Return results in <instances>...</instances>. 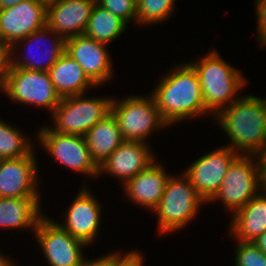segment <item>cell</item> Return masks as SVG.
I'll return each instance as SVG.
<instances>
[{
	"mask_svg": "<svg viewBox=\"0 0 266 266\" xmlns=\"http://www.w3.org/2000/svg\"><path fill=\"white\" fill-rule=\"evenodd\" d=\"M239 155L224 144L198 157L183 172L207 203L218 192L226 171Z\"/></svg>",
	"mask_w": 266,
	"mask_h": 266,
	"instance_id": "13",
	"label": "cell"
},
{
	"mask_svg": "<svg viewBox=\"0 0 266 266\" xmlns=\"http://www.w3.org/2000/svg\"><path fill=\"white\" fill-rule=\"evenodd\" d=\"M88 186L89 184L81 185L72 202L66 207L65 213L61 214L64 217L62 222L58 220L56 222L73 237L92 246L100 236L98 234L101 233L104 205L99 202L100 199L95 197L96 195Z\"/></svg>",
	"mask_w": 266,
	"mask_h": 266,
	"instance_id": "12",
	"label": "cell"
},
{
	"mask_svg": "<svg viewBox=\"0 0 266 266\" xmlns=\"http://www.w3.org/2000/svg\"><path fill=\"white\" fill-rule=\"evenodd\" d=\"M47 72L61 98L89 93L90 89L97 88L83 68L66 52Z\"/></svg>",
	"mask_w": 266,
	"mask_h": 266,
	"instance_id": "22",
	"label": "cell"
},
{
	"mask_svg": "<svg viewBox=\"0 0 266 266\" xmlns=\"http://www.w3.org/2000/svg\"><path fill=\"white\" fill-rule=\"evenodd\" d=\"M12 122H8L0 118V160L20 158L28 155L37 144L34 140L35 136H26L24 130ZM30 137V138H29Z\"/></svg>",
	"mask_w": 266,
	"mask_h": 266,
	"instance_id": "25",
	"label": "cell"
},
{
	"mask_svg": "<svg viewBox=\"0 0 266 266\" xmlns=\"http://www.w3.org/2000/svg\"><path fill=\"white\" fill-rule=\"evenodd\" d=\"M109 51L106 44L84 34L66 39L65 52L83 68L84 73L98 88L115 79L113 57Z\"/></svg>",
	"mask_w": 266,
	"mask_h": 266,
	"instance_id": "15",
	"label": "cell"
},
{
	"mask_svg": "<svg viewBox=\"0 0 266 266\" xmlns=\"http://www.w3.org/2000/svg\"><path fill=\"white\" fill-rule=\"evenodd\" d=\"M42 198L0 197V230H30L35 232L42 211Z\"/></svg>",
	"mask_w": 266,
	"mask_h": 266,
	"instance_id": "21",
	"label": "cell"
},
{
	"mask_svg": "<svg viewBox=\"0 0 266 266\" xmlns=\"http://www.w3.org/2000/svg\"><path fill=\"white\" fill-rule=\"evenodd\" d=\"M256 15V36L258 45L266 47V0H254Z\"/></svg>",
	"mask_w": 266,
	"mask_h": 266,
	"instance_id": "30",
	"label": "cell"
},
{
	"mask_svg": "<svg viewBox=\"0 0 266 266\" xmlns=\"http://www.w3.org/2000/svg\"><path fill=\"white\" fill-rule=\"evenodd\" d=\"M104 9L124 20L128 25H136L137 0H96Z\"/></svg>",
	"mask_w": 266,
	"mask_h": 266,
	"instance_id": "28",
	"label": "cell"
},
{
	"mask_svg": "<svg viewBox=\"0 0 266 266\" xmlns=\"http://www.w3.org/2000/svg\"><path fill=\"white\" fill-rule=\"evenodd\" d=\"M176 0H137L136 26H154L169 20L174 11ZM138 24V25H137Z\"/></svg>",
	"mask_w": 266,
	"mask_h": 266,
	"instance_id": "26",
	"label": "cell"
},
{
	"mask_svg": "<svg viewBox=\"0 0 266 266\" xmlns=\"http://www.w3.org/2000/svg\"><path fill=\"white\" fill-rule=\"evenodd\" d=\"M152 148L142 141L124 140L100 165L98 178L110 175L123 186L157 160Z\"/></svg>",
	"mask_w": 266,
	"mask_h": 266,
	"instance_id": "16",
	"label": "cell"
},
{
	"mask_svg": "<svg viewBox=\"0 0 266 266\" xmlns=\"http://www.w3.org/2000/svg\"><path fill=\"white\" fill-rule=\"evenodd\" d=\"M24 0H0V9L14 6L18 3H21Z\"/></svg>",
	"mask_w": 266,
	"mask_h": 266,
	"instance_id": "36",
	"label": "cell"
},
{
	"mask_svg": "<svg viewBox=\"0 0 266 266\" xmlns=\"http://www.w3.org/2000/svg\"><path fill=\"white\" fill-rule=\"evenodd\" d=\"M260 170V184L262 191L266 192V157H257Z\"/></svg>",
	"mask_w": 266,
	"mask_h": 266,
	"instance_id": "33",
	"label": "cell"
},
{
	"mask_svg": "<svg viewBox=\"0 0 266 266\" xmlns=\"http://www.w3.org/2000/svg\"><path fill=\"white\" fill-rule=\"evenodd\" d=\"M261 191L257 156L240 154L226 171L218 192L207 204L218 201L232 216Z\"/></svg>",
	"mask_w": 266,
	"mask_h": 266,
	"instance_id": "7",
	"label": "cell"
},
{
	"mask_svg": "<svg viewBox=\"0 0 266 266\" xmlns=\"http://www.w3.org/2000/svg\"><path fill=\"white\" fill-rule=\"evenodd\" d=\"M47 123L41 124L36 133V143L46 154L57 162L59 165L72 170L84 178L88 177L93 180L98 178L99 167L95 164L90 156L86 140L83 136L62 134L52 130Z\"/></svg>",
	"mask_w": 266,
	"mask_h": 266,
	"instance_id": "8",
	"label": "cell"
},
{
	"mask_svg": "<svg viewBox=\"0 0 266 266\" xmlns=\"http://www.w3.org/2000/svg\"><path fill=\"white\" fill-rule=\"evenodd\" d=\"M263 253L266 254V230L253 242Z\"/></svg>",
	"mask_w": 266,
	"mask_h": 266,
	"instance_id": "35",
	"label": "cell"
},
{
	"mask_svg": "<svg viewBox=\"0 0 266 266\" xmlns=\"http://www.w3.org/2000/svg\"><path fill=\"white\" fill-rule=\"evenodd\" d=\"M203 205L207 203L184 172L171 174L158 206L152 211L157 216V233L164 236L185 229L196 219Z\"/></svg>",
	"mask_w": 266,
	"mask_h": 266,
	"instance_id": "4",
	"label": "cell"
},
{
	"mask_svg": "<svg viewBox=\"0 0 266 266\" xmlns=\"http://www.w3.org/2000/svg\"><path fill=\"white\" fill-rule=\"evenodd\" d=\"M12 70V45L0 40V90Z\"/></svg>",
	"mask_w": 266,
	"mask_h": 266,
	"instance_id": "31",
	"label": "cell"
},
{
	"mask_svg": "<svg viewBox=\"0 0 266 266\" xmlns=\"http://www.w3.org/2000/svg\"><path fill=\"white\" fill-rule=\"evenodd\" d=\"M38 1L48 5V4H51V3H53V2H55L57 0H38Z\"/></svg>",
	"mask_w": 266,
	"mask_h": 266,
	"instance_id": "37",
	"label": "cell"
},
{
	"mask_svg": "<svg viewBox=\"0 0 266 266\" xmlns=\"http://www.w3.org/2000/svg\"><path fill=\"white\" fill-rule=\"evenodd\" d=\"M1 251L2 250H0V266H18V264H16L17 262L13 260V257L11 255H8L7 253Z\"/></svg>",
	"mask_w": 266,
	"mask_h": 266,
	"instance_id": "34",
	"label": "cell"
},
{
	"mask_svg": "<svg viewBox=\"0 0 266 266\" xmlns=\"http://www.w3.org/2000/svg\"><path fill=\"white\" fill-rule=\"evenodd\" d=\"M142 95V96H141ZM113 96L110 113L116 119L124 140L142 141L147 144L156 131L170 126L163 120L154 97L149 93Z\"/></svg>",
	"mask_w": 266,
	"mask_h": 266,
	"instance_id": "5",
	"label": "cell"
},
{
	"mask_svg": "<svg viewBox=\"0 0 266 266\" xmlns=\"http://www.w3.org/2000/svg\"><path fill=\"white\" fill-rule=\"evenodd\" d=\"M84 138L90 156L98 167L124 141L116 119L111 113L88 130Z\"/></svg>",
	"mask_w": 266,
	"mask_h": 266,
	"instance_id": "23",
	"label": "cell"
},
{
	"mask_svg": "<svg viewBox=\"0 0 266 266\" xmlns=\"http://www.w3.org/2000/svg\"><path fill=\"white\" fill-rule=\"evenodd\" d=\"M256 156H257V157H266V148H265L264 151L258 153Z\"/></svg>",
	"mask_w": 266,
	"mask_h": 266,
	"instance_id": "38",
	"label": "cell"
},
{
	"mask_svg": "<svg viewBox=\"0 0 266 266\" xmlns=\"http://www.w3.org/2000/svg\"><path fill=\"white\" fill-rule=\"evenodd\" d=\"M65 51L66 40L46 26L12 45V68L48 71Z\"/></svg>",
	"mask_w": 266,
	"mask_h": 266,
	"instance_id": "11",
	"label": "cell"
},
{
	"mask_svg": "<svg viewBox=\"0 0 266 266\" xmlns=\"http://www.w3.org/2000/svg\"><path fill=\"white\" fill-rule=\"evenodd\" d=\"M170 175L165 165L157 159L122 186L126 201L152 212L163 196Z\"/></svg>",
	"mask_w": 266,
	"mask_h": 266,
	"instance_id": "18",
	"label": "cell"
},
{
	"mask_svg": "<svg viewBox=\"0 0 266 266\" xmlns=\"http://www.w3.org/2000/svg\"><path fill=\"white\" fill-rule=\"evenodd\" d=\"M167 69L150 92L163 120L171 127L201 116L210 115L213 120L205 107L198 75L187 60L179 65L174 62Z\"/></svg>",
	"mask_w": 266,
	"mask_h": 266,
	"instance_id": "1",
	"label": "cell"
},
{
	"mask_svg": "<svg viewBox=\"0 0 266 266\" xmlns=\"http://www.w3.org/2000/svg\"><path fill=\"white\" fill-rule=\"evenodd\" d=\"M128 26L124 20L95 3L84 35L109 46L128 30Z\"/></svg>",
	"mask_w": 266,
	"mask_h": 266,
	"instance_id": "24",
	"label": "cell"
},
{
	"mask_svg": "<svg viewBox=\"0 0 266 266\" xmlns=\"http://www.w3.org/2000/svg\"><path fill=\"white\" fill-rule=\"evenodd\" d=\"M242 95L213 120L229 139L226 146L242 155H257L266 148V98Z\"/></svg>",
	"mask_w": 266,
	"mask_h": 266,
	"instance_id": "2",
	"label": "cell"
},
{
	"mask_svg": "<svg viewBox=\"0 0 266 266\" xmlns=\"http://www.w3.org/2000/svg\"><path fill=\"white\" fill-rule=\"evenodd\" d=\"M110 253H105L103 256L95 258H86L82 266H112V250Z\"/></svg>",
	"mask_w": 266,
	"mask_h": 266,
	"instance_id": "32",
	"label": "cell"
},
{
	"mask_svg": "<svg viewBox=\"0 0 266 266\" xmlns=\"http://www.w3.org/2000/svg\"><path fill=\"white\" fill-rule=\"evenodd\" d=\"M36 156L34 148L26 156L0 160V197L42 198Z\"/></svg>",
	"mask_w": 266,
	"mask_h": 266,
	"instance_id": "14",
	"label": "cell"
},
{
	"mask_svg": "<svg viewBox=\"0 0 266 266\" xmlns=\"http://www.w3.org/2000/svg\"><path fill=\"white\" fill-rule=\"evenodd\" d=\"M230 220L227 237L235 241L254 242L266 230V192L261 191L253 197Z\"/></svg>",
	"mask_w": 266,
	"mask_h": 266,
	"instance_id": "20",
	"label": "cell"
},
{
	"mask_svg": "<svg viewBox=\"0 0 266 266\" xmlns=\"http://www.w3.org/2000/svg\"><path fill=\"white\" fill-rule=\"evenodd\" d=\"M87 94L62 98L50 116L52 124L49 127L62 134L84 137L88 130L110 114L113 99V95L87 97Z\"/></svg>",
	"mask_w": 266,
	"mask_h": 266,
	"instance_id": "6",
	"label": "cell"
},
{
	"mask_svg": "<svg viewBox=\"0 0 266 266\" xmlns=\"http://www.w3.org/2000/svg\"><path fill=\"white\" fill-rule=\"evenodd\" d=\"M52 217L44 214L33 233L44 261L48 266H82L89 256L84 253L88 246L82 240L73 237Z\"/></svg>",
	"mask_w": 266,
	"mask_h": 266,
	"instance_id": "10",
	"label": "cell"
},
{
	"mask_svg": "<svg viewBox=\"0 0 266 266\" xmlns=\"http://www.w3.org/2000/svg\"><path fill=\"white\" fill-rule=\"evenodd\" d=\"M96 0H57L47 5L46 26L65 40L83 35Z\"/></svg>",
	"mask_w": 266,
	"mask_h": 266,
	"instance_id": "19",
	"label": "cell"
},
{
	"mask_svg": "<svg viewBox=\"0 0 266 266\" xmlns=\"http://www.w3.org/2000/svg\"><path fill=\"white\" fill-rule=\"evenodd\" d=\"M145 256L140 249H132L127 252L112 251V266H144Z\"/></svg>",
	"mask_w": 266,
	"mask_h": 266,
	"instance_id": "29",
	"label": "cell"
},
{
	"mask_svg": "<svg viewBox=\"0 0 266 266\" xmlns=\"http://www.w3.org/2000/svg\"><path fill=\"white\" fill-rule=\"evenodd\" d=\"M47 5L38 0H24L0 9V40L11 45L46 27Z\"/></svg>",
	"mask_w": 266,
	"mask_h": 266,
	"instance_id": "17",
	"label": "cell"
},
{
	"mask_svg": "<svg viewBox=\"0 0 266 266\" xmlns=\"http://www.w3.org/2000/svg\"><path fill=\"white\" fill-rule=\"evenodd\" d=\"M236 242L233 266H266V254L253 242Z\"/></svg>",
	"mask_w": 266,
	"mask_h": 266,
	"instance_id": "27",
	"label": "cell"
},
{
	"mask_svg": "<svg viewBox=\"0 0 266 266\" xmlns=\"http://www.w3.org/2000/svg\"><path fill=\"white\" fill-rule=\"evenodd\" d=\"M10 101L49 110V116L61 101L47 71L12 68L0 90Z\"/></svg>",
	"mask_w": 266,
	"mask_h": 266,
	"instance_id": "9",
	"label": "cell"
},
{
	"mask_svg": "<svg viewBox=\"0 0 266 266\" xmlns=\"http://www.w3.org/2000/svg\"><path fill=\"white\" fill-rule=\"evenodd\" d=\"M216 50L212 48L200 59L187 61L198 75L205 107L213 116L239 99V91L248 85L242 72Z\"/></svg>",
	"mask_w": 266,
	"mask_h": 266,
	"instance_id": "3",
	"label": "cell"
}]
</instances>
